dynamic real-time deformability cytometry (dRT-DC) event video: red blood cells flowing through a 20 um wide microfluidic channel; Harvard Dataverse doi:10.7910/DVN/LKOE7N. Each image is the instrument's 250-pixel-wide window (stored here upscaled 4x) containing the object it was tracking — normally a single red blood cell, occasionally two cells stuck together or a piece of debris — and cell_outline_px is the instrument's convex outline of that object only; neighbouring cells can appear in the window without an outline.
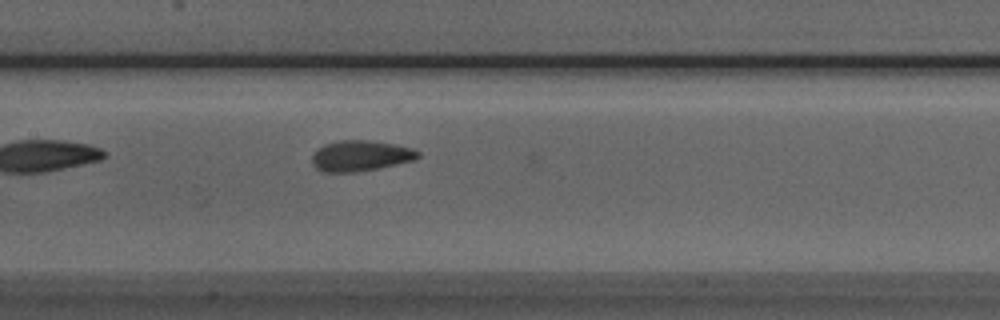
{"species": "Egyptian fruit bat (a non-hibernating species)", "species_latin": "Rousettus aegyptiacus", "temperature_condition": "room temperature", "stored_images_in_passage": 21, "camera_frame_rate_fps": 3000, "um_per_image_px": 0.085, "animal": {"sex": "male"}, "frame": {"image": 1, "passage_image": 8, "time_ms": 2.333, "image_size_px": [1000, 320], "cell_outline_px": [[420, 156], [416, 160], [380, 168], [352, 172], [324, 172], [316, 168], [312, 164], [312, 156], [316, 148], [324, 144], [340, 140], [368, 140], [392, 144], [412, 148], [420, 152]], "centroid_in_image_um": [30.64, 13.24], "position_along_channel_um": 176.8, "area_um2": 19.07}}
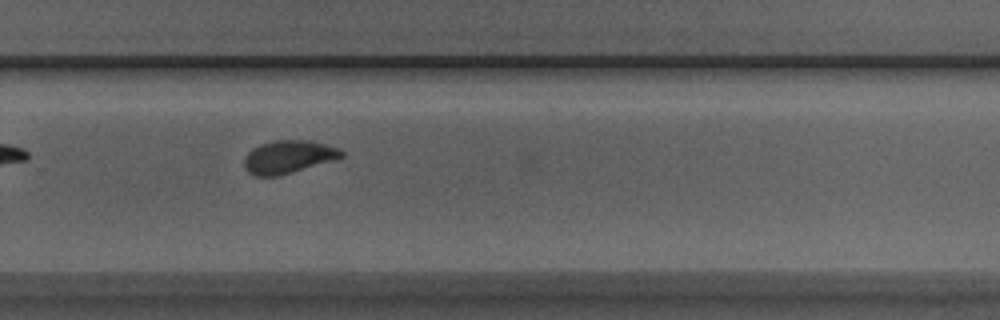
{"frame": {"image": 2, "passage_image": 18, "time_ms": 5.667, "image_size_px": [1000, 320], "cell_outline_px": [[344, 156], [336, 160], [292, 172], [276, 176], [256, 176], [248, 172], [244, 168], [244, 156], [252, 148], [260, 144], [276, 140], [308, 140], [324, 144], [336, 148], [344, 152]], "centroid_in_image_um": [24.49, 13.34], "position_along_channel_um": 305.3, "area_um2": 18.67}}